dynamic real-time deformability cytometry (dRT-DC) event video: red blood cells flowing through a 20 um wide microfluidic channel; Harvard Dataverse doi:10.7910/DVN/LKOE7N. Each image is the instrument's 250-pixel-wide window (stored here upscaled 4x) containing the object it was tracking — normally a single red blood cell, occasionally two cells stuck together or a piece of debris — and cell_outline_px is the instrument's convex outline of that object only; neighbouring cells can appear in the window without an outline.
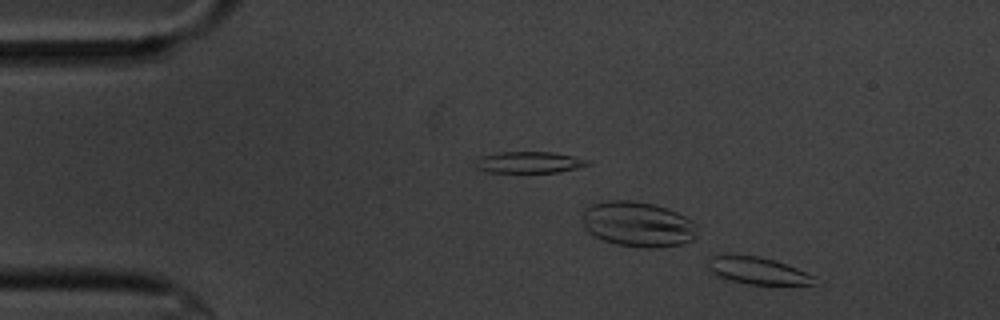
{"species": "common noctule bat (a hibernating species)", "species_latin": "Nyctalus noctula", "temperature_condition": "cold", "stored_images_in_passage": 56, "camera_frame_rate_fps": 3000, "um_per_image_px": 0.085, "animal": {"sex": "male", "body_mass_g": 20.1, "forearm_length_mm": 53.5}, "frame": {"image": 1, "passage_image": 4, "time_ms": 1.0, "image_size_px": [1000, 320], "cell_outline_px": [[812, 284], [748, 284], [728, 280], [712, 272], [708, 268], [708, 260], [712, 256], [724, 252], [756, 256], [776, 260], [796, 268], [812, 276]], "centroid_in_image_um": [64.26, 22.96], "position_along_channel_um": 20.7, "area_um2": 16.7}}
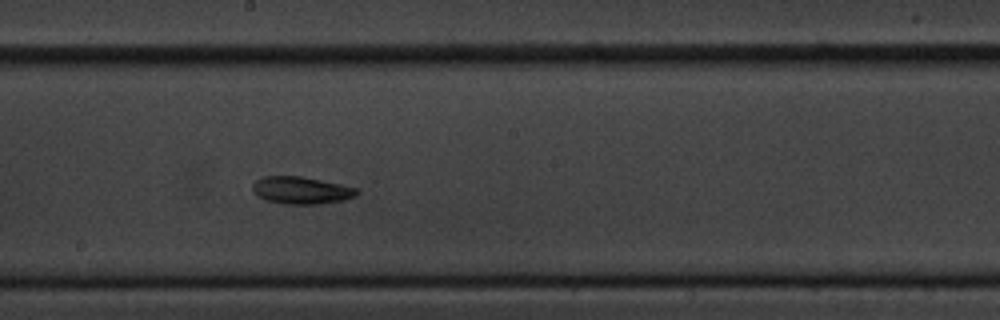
{"frame": {"image": 2, "passage_image": 29, "time_ms": 9.333, "image_size_px": [1000, 320], "cell_outline_px": [[360, 192], [356, 196], [340, 200], [320, 204], [280, 204], [264, 200], [256, 196], [252, 188], [252, 184], [256, 180], [264, 176], [300, 176], [340, 184], [356, 188]], "centroid_in_image_um": [25.55, 16.18], "position_along_channel_um": 222.6, "area_um2": 16.65}}
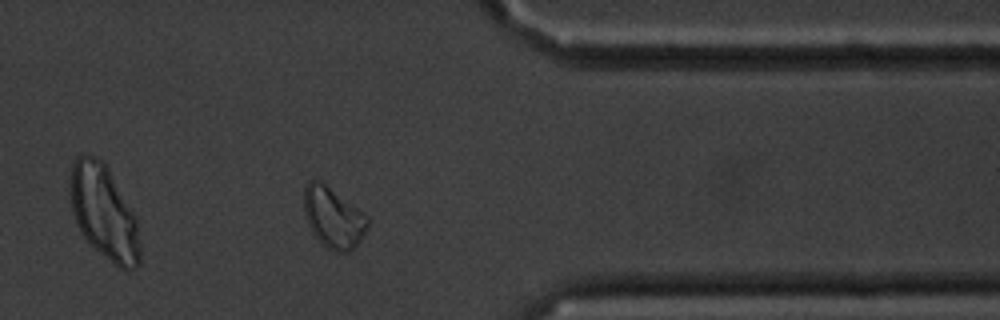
{"frame": {"image": 3, "passage_image": 44, "time_ms": 14.333, "image_size_px": [1000, 320], "cell_outline_px": [[368, 228], [360, 240], [348, 252], [332, 252], [320, 244], [312, 232], [304, 216], [304, 188], [308, 180], [320, 180], [368, 216]], "centroid_in_image_um": [28.3, 18.51], "position_along_channel_um": 383.1, "area_um2": 22.6}, "authors_computed_cell_mechanics": {"area_um2": 17.1088, "velocity_mm_per_s": 3.4379, "shape_relaxation_time_tau1_ms": 10.01, "shape_relaxation_time_tau2_ms": null, "deformation_change_tau1": 0.1728, "deformation_change_tau2": null}}